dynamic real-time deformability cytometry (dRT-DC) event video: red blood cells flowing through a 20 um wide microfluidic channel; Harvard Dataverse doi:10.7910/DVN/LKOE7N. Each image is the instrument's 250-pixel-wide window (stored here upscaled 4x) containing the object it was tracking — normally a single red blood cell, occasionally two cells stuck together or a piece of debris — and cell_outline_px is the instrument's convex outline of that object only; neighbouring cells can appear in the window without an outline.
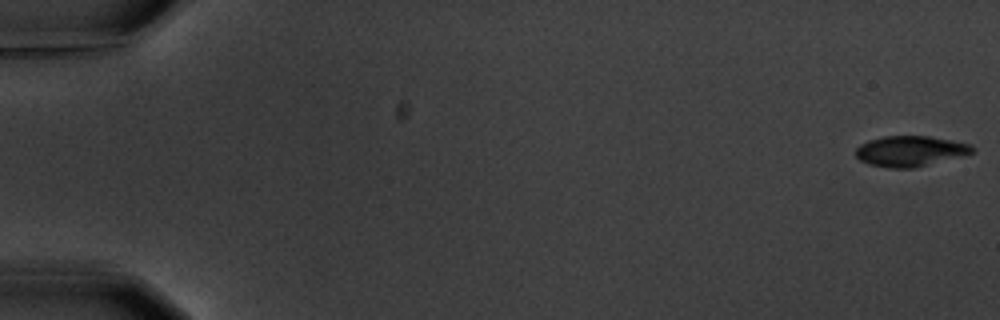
{"species": "common noctule bat (a hibernating species)", "species_latin": "Nyctalus noctula", "temperature_condition": "warm", "stored_images_in_passage": 6, "camera_frame_rate_fps": 3000, "um_per_image_px": 0.085, "animal": {"sex": "male", "body_mass_g": 20.1, "forearm_length_mm": 53.5}, "frame": {"image": 1, "passage_image": 1, "time_ms": 0.0, "image_size_px": [1000, 320], "cell_outline_px": [[976, 152], [964, 156], [912, 168], [888, 168], [868, 164], [860, 160], [856, 156], [856, 148], [860, 144], [868, 140], [884, 136], [928, 136], [972, 144], [976, 148]], "centroid_in_image_um": [77.4, 12.84], "position_along_channel_um": 7.6, "area_um2": 20.92}}
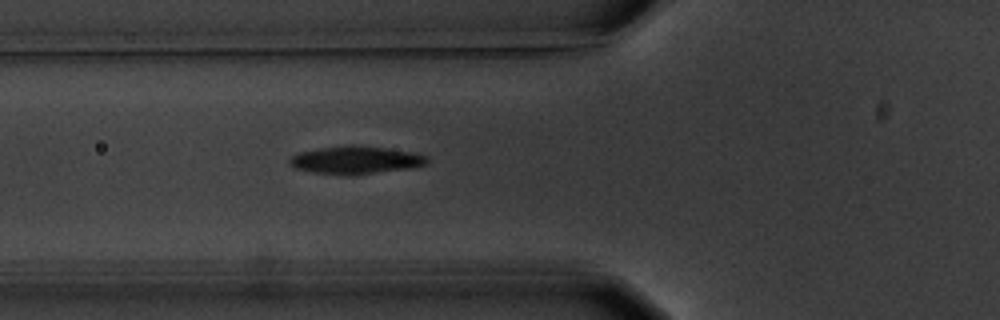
{"frame": {"image": 2, "passage_image": 6, "time_ms": 7.0, "image_size_px": [1000, 320], "cell_outline_px": [[428, 164], [408, 168], [348, 176], [316, 172], [292, 168], [288, 164], [288, 160], [292, 156], [300, 152], [324, 148], [384, 148], [412, 152], [428, 156]], "centroid_in_image_um": [30.23, 13.65], "position_along_channel_um": 95.6, "area_um2": 21.27}}